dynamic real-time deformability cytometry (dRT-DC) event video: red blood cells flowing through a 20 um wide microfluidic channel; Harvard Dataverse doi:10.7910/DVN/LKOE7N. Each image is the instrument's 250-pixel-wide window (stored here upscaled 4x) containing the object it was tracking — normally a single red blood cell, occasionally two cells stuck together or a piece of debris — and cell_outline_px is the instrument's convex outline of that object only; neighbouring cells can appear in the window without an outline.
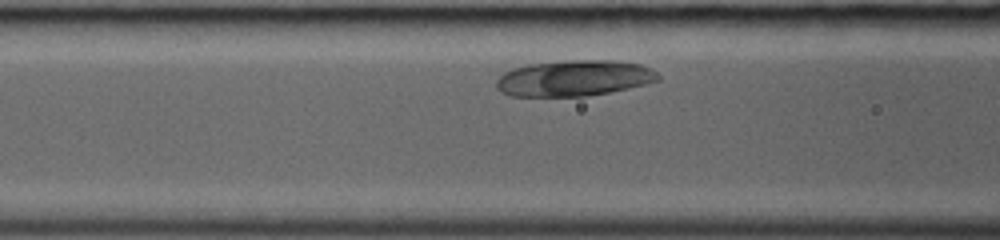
{"species": "common noctule bat (a hibernating species)", "species_latin": "Nyctalus noctula", "temperature_condition": "room temperature", "stored_images_in_passage": 4, "camera_frame_rate_fps": 3000, "um_per_image_px": 0.085, "animal": {"sex": "female", "body_mass_g": 19.0, "forearm_length_mm": 53.3}, "frame": {"image": 1, "passage_image": 3, "time_ms": 0.667, "image_size_px": [1000, 240], "cell_outline_px": [[660, 80], [628, 88], [608, 92], [584, 96], [508, 96], [500, 92], [496, 88], [496, 80], [504, 72], [512, 68], [528, 64], [564, 60], [620, 60], [640, 64], [656, 72], [660, 76]], "centroid_in_image_um": [48.76, 6.63], "position_along_channel_um": 117.8, "area_um2": 34.04}}